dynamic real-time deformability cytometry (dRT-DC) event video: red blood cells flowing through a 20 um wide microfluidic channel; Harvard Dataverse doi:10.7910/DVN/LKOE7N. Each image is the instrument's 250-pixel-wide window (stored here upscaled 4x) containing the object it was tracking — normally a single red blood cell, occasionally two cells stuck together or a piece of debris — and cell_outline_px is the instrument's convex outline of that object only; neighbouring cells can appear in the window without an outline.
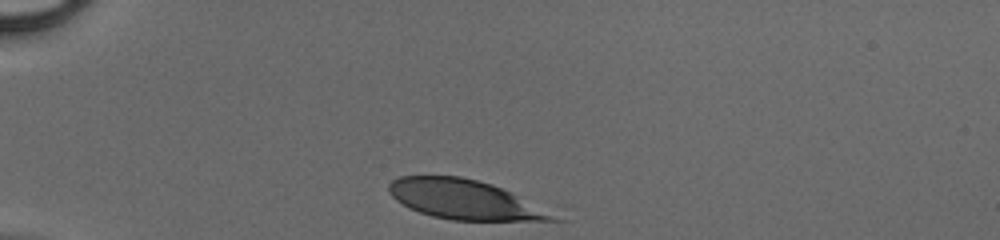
{"species": "human", "species_latin": "Homo sapiens", "temperature_condition": "cold", "stored_images_in_passage": 29, "camera_frame_rate_fps": 3000, "um_per_image_px": 0.085, "donor": {"sex": "male"}, "frame": {"image": 1, "passage_image": 1, "time_ms": 0.0, "image_size_px": [1000, 240], "cell_outline_px": [[568, 220], [452, 220], [432, 216], [408, 208], [396, 200], [388, 192], [388, 184], [392, 180], [400, 176], [460, 176], [492, 184], [512, 192]], "centroid_in_image_um": [39.49, 16.96], "position_along_channel_um": 45.5, "area_um2": 37.69}}
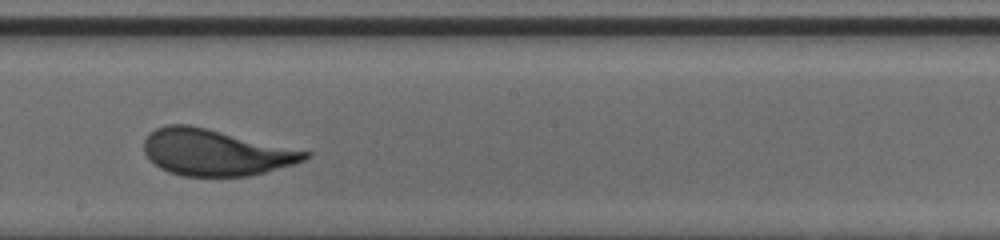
{"frame": {"image": 2, "passage_image": 17, "time_ms": 5.333, "image_size_px": [1000, 240], "cell_outline_px": [[312, 156], [304, 160], [292, 164], [264, 172], [248, 176], [180, 176], [168, 172], [160, 168], [148, 160], [144, 152], [144, 140], [156, 128], [168, 124], [188, 124], [208, 128], [312, 152]], "centroid_in_image_um": [18.29, 12.95], "position_along_channel_um": 229.9, "area_um2": 43.52}}
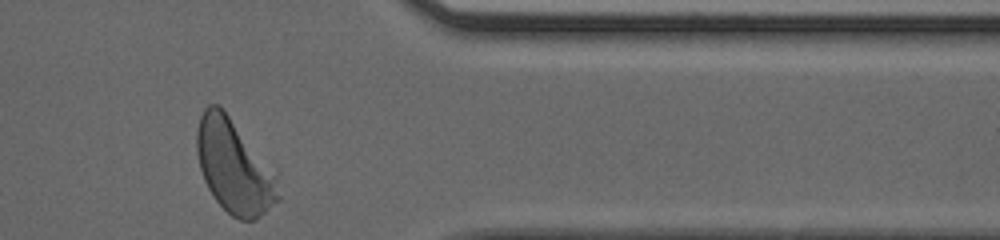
{"frame": {"image": 3, "passage_image": 29, "time_ms": 9.333, "image_size_px": [1000, 240], "cell_outline_px": [[280, 200], [256, 220], [240, 220], [232, 216], [216, 200], [208, 188], [204, 180], [200, 168], [196, 152], [196, 132], [200, 116], [204, 108], [208, 104], [220, 104], [276, 172], [280, 196]], "centroid_in_image_um": [19.9, 14.15], "position_along_channel_um": 391.5, "area_um2": 44.62}}